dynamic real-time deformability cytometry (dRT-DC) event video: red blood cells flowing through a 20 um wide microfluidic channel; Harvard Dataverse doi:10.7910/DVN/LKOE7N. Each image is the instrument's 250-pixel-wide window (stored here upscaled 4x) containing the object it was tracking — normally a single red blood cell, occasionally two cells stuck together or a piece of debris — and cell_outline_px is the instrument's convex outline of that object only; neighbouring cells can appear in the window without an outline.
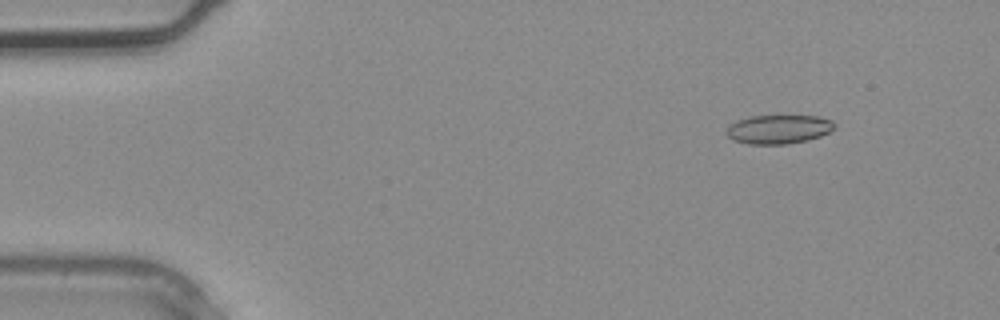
{"species": "common noctule bat (a hibernating species)", "species_latin": "Nyctalus noctula", "temperature_condition": "warm", "stored_images_in_passage": 3, "camera_frame_rate_fps": 3000, "um_per_image_px": 0.085, "animal": {"sex": "male", "body_mass_g": 20.4}, "frame": {"image": 1, "passage_image": 3, "time_ms": 0.667, "image_size_px": [1000, 320], "cell_outline_px": [[836, 128], [820, 136], [808, 140], [788, 144], [748, 144], [732, 140], [724, 132], [728, 124], [736, 120], [752, 116], [820, 116], [832, 120], [836, 124]], "centroid_in_image_um": [66.16, 10.99], "position_along_channel_um": 18.8, "area_um2": 18.5}}